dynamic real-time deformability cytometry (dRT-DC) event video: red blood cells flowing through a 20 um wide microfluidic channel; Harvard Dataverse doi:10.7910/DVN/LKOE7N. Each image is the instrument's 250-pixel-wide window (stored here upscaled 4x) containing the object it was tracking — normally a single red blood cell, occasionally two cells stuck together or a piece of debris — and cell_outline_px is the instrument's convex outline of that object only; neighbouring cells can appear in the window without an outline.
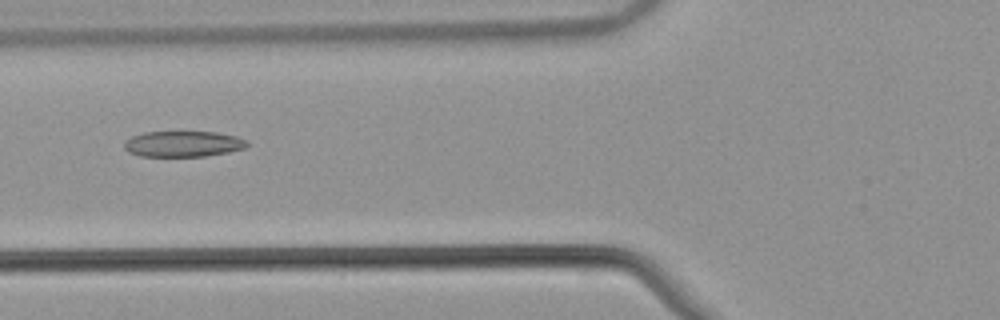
{"species": "common noctule bat (a hibernating species)", "species_latin": "Nyctalus noctula", "temperature_condition": "warm", "stored_images_in_passage": 44, "camera_frame_rate_fps": 3000, "um_per_image_px": 0.085, "animal": {"sex": "male", "body_mass_g": 21.5, "forearm_length_mm": 52.0}, "frame": {"image": 1, "passage_image": 12, "time_ms": 3.667, "image_size_px": [1000, 320], "cell_outline_px": [[248, 144], [244, 148], [228, 152], [204, 156], [140, 156], [128, 152], [124, 148], [124, 140], [132, 136], [144, 132], [216, 132], [236, 136], [248, 140]], "centroid_in_image_um": [15.54, 12.23], "position_along_channel_um": 110.3, "area_um2": 18.5}}
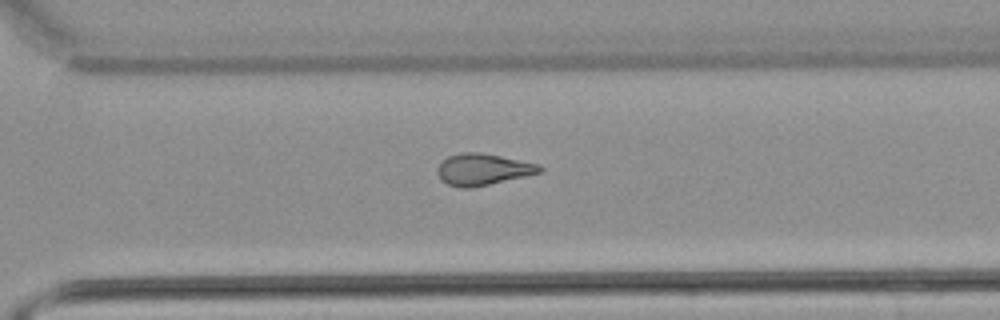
{"frame": {"image": 2, "passage_image": 29, "time_ms": 9.333, "image_size_px": [1000, 320], "cell_outline_px": [[544, 172], [472, 188], [460, 188], [448, 184], [440, 180], [436, 172], [436, 168], [448, 156], [460, 152], [480, 152], [540, 164], [544, 168]], "centroid_in_image_um": [41.05, 14.4], "position_along_channel_um": 329.5, "area_um2": 19.02}}
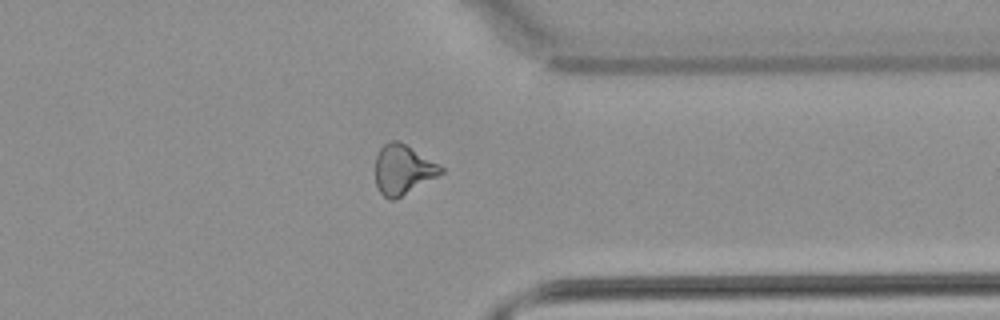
{"frame": {"image": 3, "passage_image": 33, "time_ms": 10.667, "image_size_px": [1000, 320], "cell_outline_px": [[444, 172], [400, 196], [392, 200], [388, 200], [380, 192], [376, 184], [376, 156], [380, 148], [388, 140], [396, 140], [404, 144], [444, 168]], "centroid_in_image_um": [34.21, 14.41], "position_along_channel_um": 377.2, "area_um2": 18.38}, "authors_computed_cell_mechanics": {"area_um2": 19.0451, "velocity_mm_per_s": 3.8712, "shape_relaxation_time_tau1_ms": null, "shape_relaxation_time_tau2_ms": 2.2728, "deformation_change_tau1": null, "deformation_change_tau2": 0.1021}}